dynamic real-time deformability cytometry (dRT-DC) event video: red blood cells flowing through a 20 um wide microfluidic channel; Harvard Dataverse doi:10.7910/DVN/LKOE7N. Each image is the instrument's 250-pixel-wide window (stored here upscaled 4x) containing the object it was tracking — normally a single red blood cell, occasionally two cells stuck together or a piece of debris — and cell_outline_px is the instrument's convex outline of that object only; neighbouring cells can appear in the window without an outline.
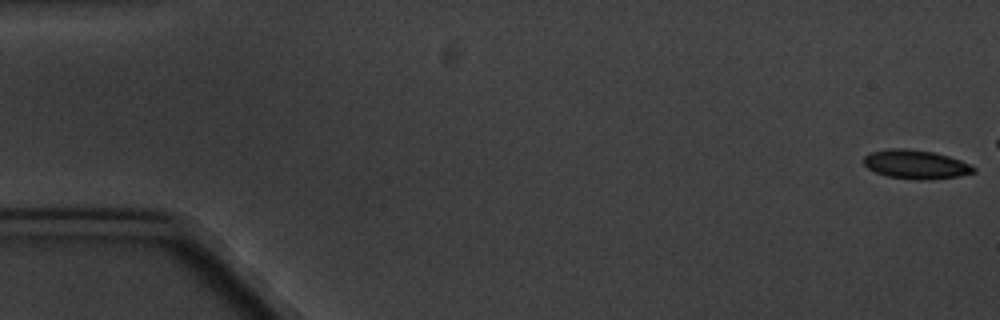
{"species": "common noctule bat (a hibernating species)", "species_latin": "Nyctalus noctula", "temperature_condition": "cold", "stored_images_in_passage": 6, "camera_frame_rate_fps": 3000, "um_per_image_px": 0.085, "animal": {"sex": "male", "body_mass_g": 20.1, "forearm_length_mm": 53.5}, "frame": {"image": 1, "passage_image": 1, "time_ms": 0.0, "image_size_px": [1000, 320], "cell_outline_px": [[976, 172], [960, 176], [928, 180], [916, 180], [888, 176], [876, 172], [868, 168], [864, 164], [864, 156], [872, 152], [892, 148], [904, 148], [936, 152], [972, 164], [976, 168]], "centroid_in_image_um": [77.9, 13.98], "position_along_channel_um": 7.1, "area_um2": 18.61}}